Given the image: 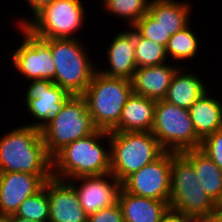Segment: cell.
Instances as JSON below:
<instances>
[{
	"label": "cell",
	"mask_w": 222,
	"mask_h": 222,
	"mask_svg": "<svg viewBox=\"0 0 222 222\" xmlns=\"http://www.w3.org/2000/svg\"><path fill=\"white\" fill-rule=\"evenodd\" d=\"M103 138L108 139V131L96 129L60 150L52 158L53 178L69 181L110 173L111 152L100 143Z\"/></svg>",
	"instance_id": "cell-1"
},
{
	"label": "cell",
	"mask_w": 222,
	"mask_h": 222,
	"mask_svg": "<svg viewBox=\"0 0 222 222\" xmlns=\"http://www.w3.org/2000/svg\"><path fill=\"white\" fill-rule=\"evenodd\" d=\"M0 172L52 174L41 131L33 126H18L0 139Z\"/></svg>",
	"instance_id": "cell-2"
},
{
	"label": "cell",
	"mask_w": 222,
	"mask_h": 222,
	"mask_svg": "<svg viewBox=\"0 0 222 222\" xmlns=\"http://www.w3.org/2000/svg\"><path fill=\"white\" fill-rule=\"evenodd\" d=\"M169 207L198 222H215L216 202L200 186L192 162L183 153L171 152Z\"/></svg>",
	"instance_id": "cell-3"
},
{
	"label": "cell",
	"mask_w": 222,
	"mask_h": 222,
	"mask_svg": "<svg viewBox=\"0 0 222 222\" xmlns=\"http://www.w3.org/2000/svg\"><path fill=\"white\" fill-rule=\"evenodd\" d=\"M132 93L130 80L109 77L97 70L81 96L94 126L109 132L119 123L122 109Z\"/></svg>",
	"instance_id": "cell-4"
},
{
	"label": "cell",
	"mask_w": 222,
	"mask_h": 222,
	"mask_svg": "<svg viewBox=\"0 0 222 222\" xmlns=\"http://www.w3.org/2000/svg\"><path fill=\"white\" fill-rule=\"evenodd\" d=\"M108 143L110 173L120 183L164 152L151 132H108Z\"/></svg>",
	"instance_id": "cell-5"
},
{
	"label": "cell",
	"mask_w": 222,
	"mask_h": 222,
	"mask_svg": "<svg viewBox=\"0 0 222 222\" xmlns=\"http://www.w3.org/2000/svg\"><path fill=\"white\" fill-rule=\"evenodd\" d=\"M83 46L79 39H50L54 83L72 95H82L97 71Z\"/></svg>",
	"instance_id": "cell-6"
},
{
	"label": "cell",
	"mask_w": 222,
	"mask_h": 222,
	"mask_svg": "<svg viewBox=\"0 0 222 222\" xmlns=\"http://www.w3.org/2000/svg\"><path fill=\"white\" fill-rule=\"evenodd\" d=\"M83 6L81 0H54L42 7L31 20L23 18L17 25L40 39H76L72 35L82 28L86 19Z\"/></svg>",
	"instance_id": "cell-7"
},
{
	"label": "cell",
	"mask_w": 222,
	"mask_h": 222,
	"mask_svg": "<svg viewBox=\"0 0 222 222\" xmlns=\"http://www.w3.org/2000/svg\"><path fill=\"white\" fill-rule=\"evenodd\" d=\"M96 129L84 98L73 95L41 130V135L48 155L53 158L65 146L92 134Z\"/></svg>",
	"instance_id": "cell-8"
},
{
	"label": "cell",
	"mask_w": 222,
	"mask_h": 222,
	"mask_svg": "<svg viewBox=\"0 0 222 222\" xmlns=\"http://www.w3.org/2000/svg\"><path fill=\"white\" fill-rule=\"evenodd\" d=\"M151 133L164 151L182 153L200 148L202 140L196 135L189 110L157 100Z\"/></svg>",
	"instance_id": "cell-9"
},
{
	"label": "cell",
	"mask_w": 222,
	"mask_h": 222,
	"mask_svg": "<svg viewBox=\"0 0 222 222\" xmlns=\"http://www.w3.org/2000/svg\"><path fill=\"white\" fill-rule=\"evenodd\" d=\"M23 40L14 51L9 52L13 65L29 81L48 80L54 83L56 66L50 49V39H40L23 26H19Z\"/></svg>",
	"instance_id": "cell-10"
},
{
	"label": "cell",
	"mask_w": 222,
	"mask_h": 222,
	"mask_svg": "<svg viewBox=\"0 0 222 222\" xmlns=\"http://www.w3.org/2000/svg\"><path fill=\"white\" fill-rule=\"evenodd\" d=\"M171 152L164 151L156 160L128 176L121 188L131 194L169 201Z\"/></svg>",
	"instance_id": "cell-11"
},
{
	"label": "cell",
	"mask_w": 222,
	"mask_h": 222,
	"mask_svg": "<svg viewBox=\"0 0 222 222\" xmlns=\"http://www.w3.org/2000/svg\"><path fill=\"white\" fill-rule=\"evenodd\" d=\"M25 105L31 116L39 120L27 126L42 130L62 110L64 104L73 96L57 84L48 80H31L26 90Z\"/></svg>",
	"instance_id": "cell-12"
},
{
	"label": "cell",
	"mask_w": 222,
	"mask_h": 222,
	"mask_svg": "<svg viewBox=\"0 0 222 222\" xmlns=\"http://www.w3.org/2000/svg\"><path fill=\"white\" fill-rule=\"evenodd\" d=\"M75 181H81L80 186ZM68 182L75 188L79 203L88 215L118 203L121 183L111 173L78 177Z\"/></svg>",
	"instance_id": "cell-13"
},
{
	"label": "cell",
	"mask_w": 222,
	"mask_h": 222,
	"mask_svg": "<svg viewBox=\"0 0 222 222\" xmlns=\"http://www.w3.org/2000/svg\"><path fill=\"white\" fill-rule=\"evenodd\" d=\"M52 177V174L0 172V214H15L21 203Z\"/></svg>",
	"instance_id": "cell-14"
},
{
	"label": "cell",
	"mask_w": 222,
	"mask_h": 222,
	"mask_svg": "<svg viewBox=\"0 0 222 222\" xmlns=\"http://www.w3.org/2000/svg\"><path fill=\"white\" fill-rule=\"evenodd\" d=\"M49 199L48 222H88L75 188L64 180L51 178L44 185Z\"/></svg>",
	"instance_id": "cell-15"
},
{
	"label": "cell",
	"mask_w": 222,
	"mask_h": 222,
	"mask_svg": "<svg viewBox=\"0 0 222 222\" xmlns=\"http://www.w3.org/2000/svg\"><path fill=\"white\" fill-rule=\"evenodd\" d=\"M119 32L114 36L113 41L107 48L106 57L108 59L109 70H102V74L109 77L132 80L134 72L137 70L135 59V29Z\"/></svg>",
	"instance_id": "cell-16"
},
{
	"label": "cell",
	"mask_w": 222,
	"mask_h": 222,
	"mask_svg": "<svg viewBox=\"0 0 222 222\" xmlns=\"http://www.w3.org/2000/svg\"><path fill=\"white\" fill-rule=\"evenodd\" d=\"M176 66L165 63L137 68L131 80L133 93L156 101L163 100L176 71L180 68Z\"/></svg>",
	"instance_id": "cell-17"
},
{
	"label": "cell",
	"mask_w": 222,
	"mask_h": 222,
	"mask_svg": "<svg viewBox=\"0 0 222 222\" xmlns=\"http://www.w3.org/2000/svg\"><path fill=\"white\" fill-rule=\"evenodd\" d=\"M156 100L132 93L125 103L119 123L109 132H151Z\"/></svg>",
	"instance_id": "cell-18"
},
{
	"label": "cell",
	"mask_w": 222,
	"mask_h": 222,
	"mask_svg": "<svg viewBox=\"0 0 222 222\" xmlns=\"http://www.w3.org/2000/svg\"><path fill=\"white\" fill-rule=\"evenodd\" d=\"M118 204L124 222H160L169 207V201L137 196L120 189Z\"/></svg>",
	"instance_id": "cell-19"
},
{
	"label": "cell",
	"mask_w": 222,
	"mask_h": 222,
	"mask_svg": "<svg viewBox=\"0 0 222 222\" xmlns=\"http://www.w3.org/2000/svg\"><path fill=\"white\" fill-rule=\"evenodd\" d=\"M202 81V78H199L196 73L193 74L188 70L185 73L179 68L163 100L189 110L195 101L208 91V88L205 87L206 84Z\"/></svg>",
	"instance_id": "cell-20"
},
{
	"label": "cell",
	"mask_w": 222,
	"mask_h": 222,
	"mask_svg": "<svg viewBox=\"0 0 222 222\" xmlns=\"http://www.w3.org/2000/svg\"><path fill=\"white\" fill-rule=\"evenodd\" d=\"M189 114L201 140L222 128V102L209 96L208 92L195 101L189 108Z\"/></svg>",
	"instance_id": "cell-21"
},
{
	"label": "cell",
	"mask_w": 222,
	"mask_h": 222,
	"mask_svg": "<svg viewBox=\"0 0 222 222\" xmlns=\"http://www.w3.org/2000/svg\"><path fill=\"white\" fill-rule=\"evenodd\" d=\"M191 4L176 0H151L148 13L173 36L190 23Z\"/></svg>",
	"instance_id": "cell-22"
},
{
	"label": "cell",
	"mask_w": 222,
	"mask_h": 222,
	"mask_svg": "<svg viewBox=\"0 0 222 222\" xmlns=\"http://www.w3.org/2000/svg\"><path fill=\"white\" fill-rule=\"evenodd\" d=\"M182 153L192 162L200 186L216 202L222 194V170L200 148Z\"/></svg>",
	"instance_id": "cell-23"
},
{
	"label": "cell",
	"mask_w": 222,
	"mask_h": 222,
	"mask_svg": "<svg viewBox=\"0 0 222 222\" xmlns=\"http://www.w3.org/2000/svg\"><path fill=\"white\" fill-rule=\"evenodd\" d=\"M190 24L170 37L166 46V53L173 62L193 58L198 52L199 41L195 32L191 31Z\"/></svg>",
	"instance_id": "cell-24"
},
{
	"label": "cell",
	"mask_w": 222,
	"mask_h": 222,
	"mask_svg": "<svg viewBox=\"0 0 222 222\" xmlns=\"http://www.w3.org/2000/svg\"><path fill=\"white\" fill-rule=\"evenodd\" d=\"M166 47L142 37L135 30V59L137 68L167 63Z\"/></svg>",
	"instance_id": "cell-25"
},
{
	"label": "cell",
	"mask_w": 222,
	"mask_h": 222,
	"mask_svg": "<svg viewBox=\"0 0 222 222\" xmlns=\"http://www.w3.org/2000/svg\"><path fill=\"white\" fill-rule=\"evenodd\" d=\"M151 0H102L104 11L128 20L129 27H132L141 19L149 9Z\"/></svg>",
	"instance_id": "cell-26"
},
{
	"label": "cell",
	"mask_w": 222,
	"mask_h": 222,
	"mask_svg": "<svg viewBox=\"0 0 222 222\" xmlns=\"http://www.w3.org/2000/svg\"><path fill=\"white\" fill-rule=\"evenodd\" d=\"M14 215L36 222H48L49 199L45 187L43 186L34 195L27 197Z\"/></svg>",
	"instance_id": "cell-27"
},
{
	"label": "cell",
	"mask_w": 222,
	"mask_h": 222,
	"mask_svg": "<svg viewBox=\"0 0 222 222\" xmlns=\"http://www.w3.org/2000/svg\"><path fill=\"white\" fill-rule=\"evenodd\" d=\"M142 37L167 46L170 34L166 33L148 12L132 26Z\"/></svg>",
	"instance_id": "cell-28"
},
{
	"label": "cell",
	"mask_w": 222,
	"mask_h": 222,
	"mask_svg": "<svg viewBox=\"0 0 222 222\" xmlns=\"http://www.w3.org/2000/svg\"><path fill=\"white\" fill-rule=\"evenodd\" d=\"M200 149L222 170V128L204 138Z\"/></svg>",
	"instance_id": "cell-29"
},
{
	"label": "cell",
	"mask_w": 222,
	"mask_h": 222,
	"mask_svg": "<svg viewBox=\"0 0 222 222\" xmlns=\"http://www.w3.org/2000/svg\"><path fill=\"white\" fill-rule=\"evenodd\" d=\"M88 222H124L120 205L116 203L114 206L100 209L88 216Z\"/></svg>",
	"instance_id": "cell-30"
},
{
	"label": "cell",
	"mask_w": 222,
	"mask_h": 222,
	"mask_svg": "<svg viewBox=\"0 0 222 222\" xmlns=\"http://www.w3.org/2000/svg\"><path fill=\"white\" fill-rule=\"evenodd\" d=\"M160 222H198L194 217L170 207L163 213Z\"/></svg>",
	"instance_id": "cell-31"
},
{
	"label": "cell",
	"mask_w": 222,
	"mask_h": 222,
	"mask_svg": "<svg viewBox=\"0 0 222 222\" xmlns=\"http://www.w3.org/2000/svg\"><path fill=\"white\" fill-rule=\"evenodd\" d=\"M30 5L33 15L36 14L42 7L51 3L54 0H26Z\"/></svg>",
	"instance_id": "cell-32"
},
{
	"label": "cell",
	"mask_w": 222,
	"mask_h": 222,
	"mask_svg": "<svg viewBox=\"0 0 222 222\" xmlns=\"http://www.w3.org/2000/svg\"><path fill=\"white\" fill-rule=\"evenodd\" d=\"M216 215L217 220H222V194L220 198L216 201Z\"/></svg>",
	"instance_id": "cell-33"
},
{
	"label": "cell",
	"mask_w": 222,
	"mask_h": 222,
	"mask_svg": "<svg viewBox=\"0 0 222 222\" xmlns=\"http://www.w3.org/2000/svg\"><path fill=\"white\" fill-rule=\"evenodd\" d=\"M9 216H10V222H36L31 219H26L19 216H15L14 214L9 215Z\"/></svg>",
	"instance_id": "cell-34"
},
{
	"label": "cell",
	"mask_w": 222,
	"mask_h": 222,
	"mask_svg": "<svg viewBox=\"0 0 222 222\" xmlns=\"http://www.w3.org/2000/svg\"><path fill=\"white\" fill-rule=\"evenodd\" d=\"M0 222H10V216L9 215H4V214H0Z\"/></svg>",
	"instance_id": "cell-35"
}]
</instances>
